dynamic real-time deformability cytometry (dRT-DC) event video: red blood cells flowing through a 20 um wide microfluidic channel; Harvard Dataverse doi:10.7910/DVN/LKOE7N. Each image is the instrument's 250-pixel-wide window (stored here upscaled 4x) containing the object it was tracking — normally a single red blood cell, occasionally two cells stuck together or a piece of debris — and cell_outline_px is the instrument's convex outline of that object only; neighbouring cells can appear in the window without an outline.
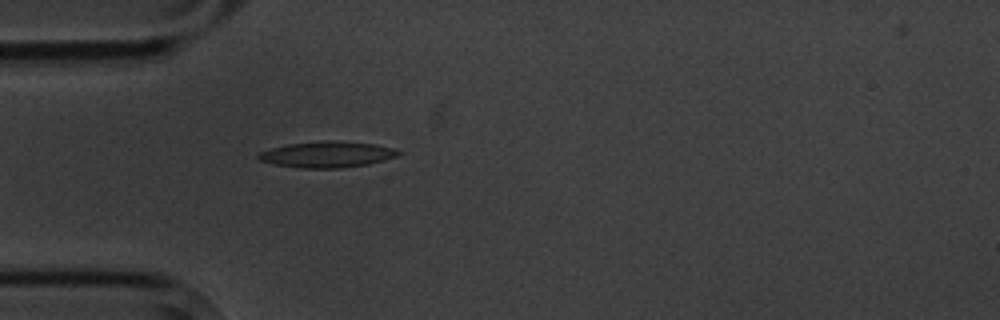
{"species": "common noctule bat (a hibernating species)", "species_latin": "Nyctalus noctula", "temperature_condition": "cold", "stored_images_in_passage": 1, "camera_frame_rate_fps": 3000, "um_per_image_px": 0.085, "animal": {"sex": "male", "body_mass_g": 20.1, "forearm_length_mm": 53.5}, "frame": {"image": 1, "passage_image": 1, "time_ms": 0.0, "image_size_px": [1000, 320], "cell_outline_px": [[404, 152], [396, 156], [384, 160], [368, 164], [340, 168], [300, 168], [272, 164], [260, 160], [256, 156], [260, 152], [272, 148], [288, 144], [324, 140], [336, 140], [376, 144], [392, 148]], "centroid_in_image_um": [27.81, 13.12], "position_along_channel_um": 57.2, "area_um2": 21.33}}